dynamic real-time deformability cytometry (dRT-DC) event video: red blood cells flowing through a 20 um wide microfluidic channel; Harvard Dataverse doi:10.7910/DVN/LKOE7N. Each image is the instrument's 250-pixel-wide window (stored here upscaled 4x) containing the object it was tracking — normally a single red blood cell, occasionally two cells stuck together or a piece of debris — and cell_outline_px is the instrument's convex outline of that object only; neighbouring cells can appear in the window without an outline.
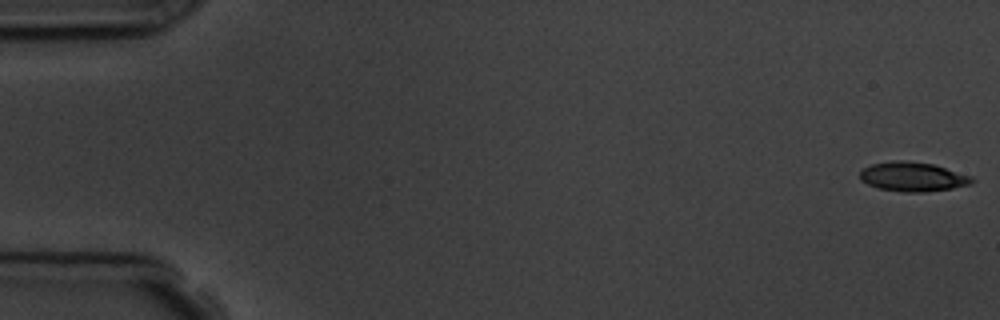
{"species": "common noctule bat (a hibernating species)", "species_latin": "Nyctalus noctula", "temperature_condition": "room temperature", "stored_images_in_passage": 9, "camera_frame_rate_fps": 3000, "um_per_image_px": 0.085, "animal": {"sex": "male", "body_mass_g": 19.5, "forearm_length_mm": 54.6}, "frame": {"image": 1, "passage_image": 1, "time_ms": 0.0, "image_size_px": [1000, 320], "cell_outline_px": [[976, 180], [972, 184], [952, 188], [924, 192], [904, 192], [876, 188], [860, 180], [860, 168], [872, 164], [892, 160], [900, 160], [932, 164], [972, 176]], "centroid_in_image_um": [77.56, 15.02], "position_along_channel_um": 7.4, "area_um2": 19.25}}
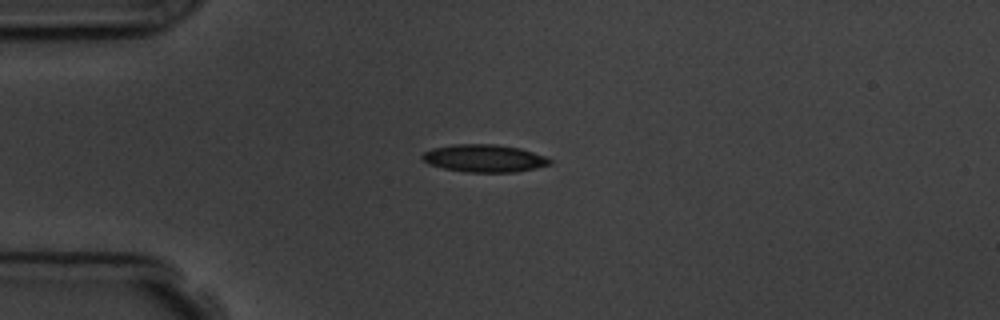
{"frame": {"image": 2, "passage_image": 4, "time_ms": 4.333, "image_size_px": [1000, 320], "cell_outline_px": [[552, 164], [536, 168], [516, 172], [464, 172], [444, 168], [428, 164], [420, 156], [424, 152], [432, 148], [452, 144], [496, 144], [520, 148], [544, 156], [552, 160]], "centroid_in_image_um": [41.15, 13.45], "position_along_channel_um": 43.8, "area_um2": 20.58}}